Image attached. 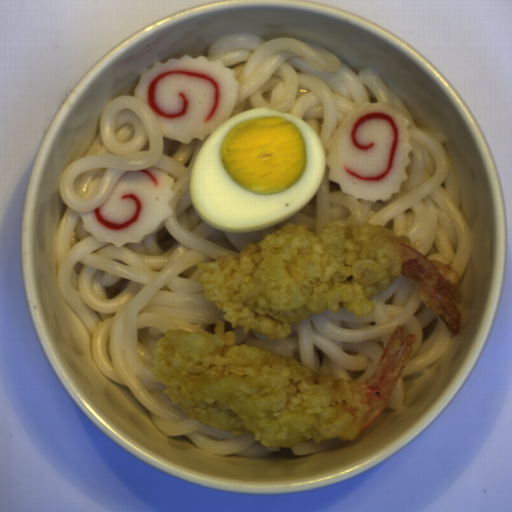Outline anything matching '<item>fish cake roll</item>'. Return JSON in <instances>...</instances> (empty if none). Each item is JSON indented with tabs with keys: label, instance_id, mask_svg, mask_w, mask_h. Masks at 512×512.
<instances>
[{
	"label": "fish cake roll",
	"instance_id": "fish-cake-roll-4",
	"mask_svg": "<svg viewBox=\"0 0 512 512\" xmlns=\"http://www.w3.org/2000/svg\"><path fill=\"white\" fill-rule=\"evenodd\" d=\"M107 170L108 169H104L97 173L95 179L88 185V190L83 195L84 199L91 198L96 193V191L99 189V187L101 185V182H102Z\"/></svg>",
	"mask_w": 512,
	"mask_h": 512
},
{
	"label": "fish cake roll",
	"instance_id": "fish-cake-roll-2",
	"mask_svg": "<svg viewBox=\"0 0 512 512\" xmlns=\"http://www.w3.org/2000/svg\"><path fill=\"white\" fill-rule=\"evenodd\" d=\"M409 125L401 110L383 103L351 112L324 146L329 181L356 199L390 200L408 179Z\"/></svg>",
	"mask_w": 512,
	"mask_h": 512
},
{
	"label": "fish cake roll",
	"instance_id": "fish-cake-roll-3",
	"mask_svg": "<svg viewBox=\"0 0 512 512\" xmlns=\"http://www.w3.org/2000/svg\"><path fill=\"white\" fill-rule=\"evenodd\" d=\"M173 185L174 178L155 167L125 171L101 206L77 215L100 243L140 244L173 213Z\"/></svg>",
	"mask_w": 512,
	"mask_h": 512
},
{
	"label": "fish cake roll",
	"instance_id": "fish-cake-roll-1",
	"mask_svg": "<svg viewBox=\"0 0 512 512\" xmlns=\"http://www.w3.org/2000/svg\"><path fill=\"white\" fill-rule=\"evenodd\" d=\"M239 84L235 72L205 55L156 62L133 95L154 117L163 137L189 144L212 135L233 114Z\"/></svg>",
	"mask_w": 512,
	"mask_h": 512
}]
</instances>
